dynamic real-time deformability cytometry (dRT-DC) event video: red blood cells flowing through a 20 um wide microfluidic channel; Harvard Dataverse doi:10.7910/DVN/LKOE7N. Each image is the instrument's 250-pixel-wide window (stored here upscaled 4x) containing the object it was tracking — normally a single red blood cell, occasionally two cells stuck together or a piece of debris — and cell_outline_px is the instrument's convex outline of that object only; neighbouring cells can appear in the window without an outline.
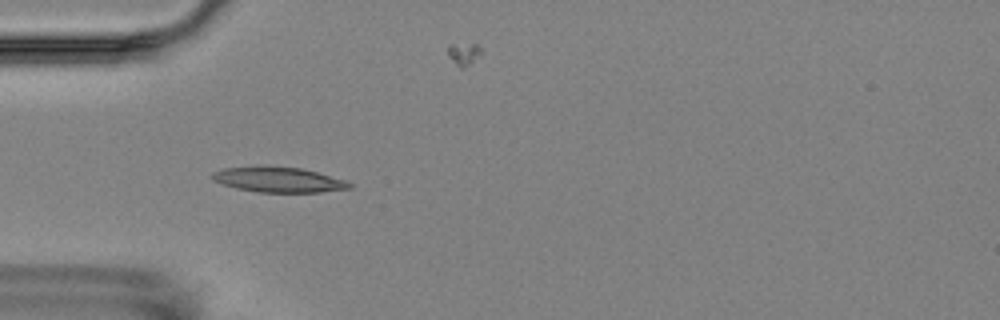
{"species": "Egyptian fruit bat (a non-hibernating species)", "species_latin": "Rousettus aegyptiacus", "temperature_condition": "room temperature", "stored_images_in_passage": 16, "camera_frame_rate_fps": 3000, "um_per_image_px": 0.085, "animal": {"sex": "female"}, "frame": {"image": 1, "passage_image": 5, "time_ms": 4.333, "image_size_px": [1000, 320], "cell_outline_px": [[352, 188], [320, 192], [256, 192], [236, 188], [212, 180], [208, 176], [212, 172], [224, 168], [260, 164], [300, 168], [316, 172], [344, 180], [352, 184]], "centroid_in_image_um": [23.58, 15.25], "position_along_channel_um": 61.4, "area_um2": 20.52}}
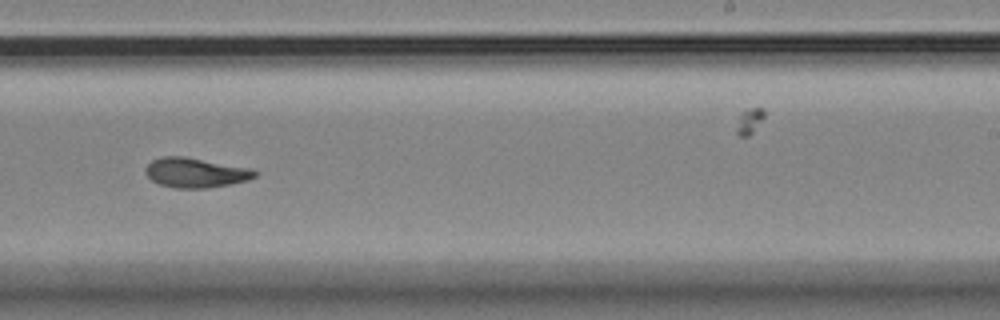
{"frame": {"image": 2, "passage_image": 10, "time_ms": 10.333, "image_size_px": [1000, 320], "cell_outline_px": [[260, 172], [256, 176], [248, 180], [208, 188], [176, 188], [160, 184], [152, 180], [144, 172], [144, 168], [152, 160], [160, 156], [184, 156], [252, 168]], "centroid_in_image_um": [16.63, 14.66], "position_along_channel_um": 272.4, "area_um2": 19.07}}
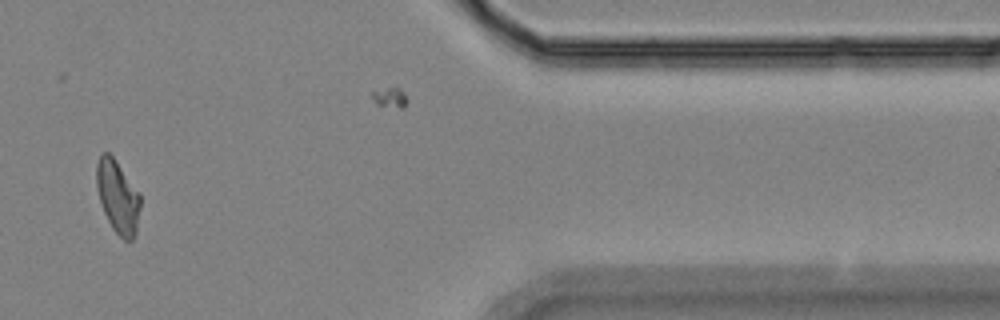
{"frame": {"image": 3, "passage_image": 14, "time_ms": 15.0, "image_size_px": [1000, 320], "cell_outline_px": [[140, 208], [136, 232], [132, 240], [124, 240], [112, 228], [104, 212], [96, 188], [96, 164], [100, 152], [108, 152], [112, 156], [140, 192]], "centroid_in_image_um": [10.0, 16.7], "position_along_channel_um": 401.4, "area_um2": 18.61}, "authors_computed_cell_mechanics": {"area_um2": 18.6405, "velocity_mm_per_s": 3.5523, "shape_relaxation_time_tau1_ms": 3.745, "shape_relaxation_time_tau2_ms": 1.6113, "deformation_change_tau1": 0.1282, "deformation_change_tau2": 0.0658}}